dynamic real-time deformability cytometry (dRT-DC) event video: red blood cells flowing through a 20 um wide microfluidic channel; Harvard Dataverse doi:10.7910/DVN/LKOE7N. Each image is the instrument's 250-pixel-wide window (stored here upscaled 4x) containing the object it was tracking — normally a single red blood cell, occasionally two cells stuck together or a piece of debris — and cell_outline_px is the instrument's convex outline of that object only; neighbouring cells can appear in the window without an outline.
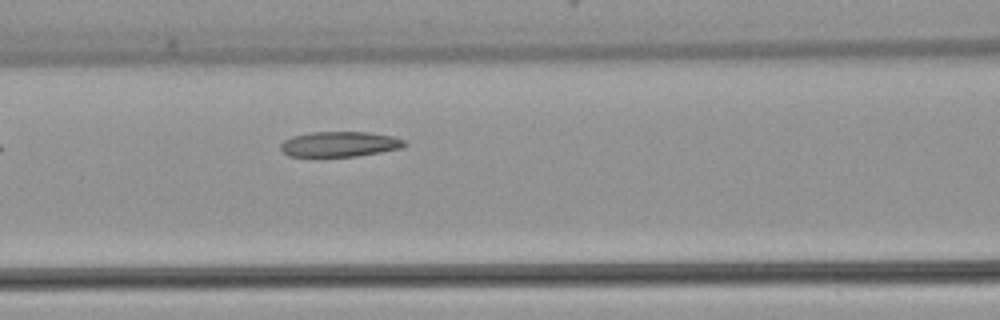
{"species": "common noctule bat (a hibernating species)", "species_latin": "Nyctalus noctula", "temperature_condition": "warm", "stored_images_in_passage": 4, "camera_frame_rate_fps": 3000, "um_per_image_px": 0.085, "animal": {"sex": "female", "body_mass_g": 22.7, "forearm_length_mm": 54.2}, "frame": {"image": 1, "passage_image": 4, "time_ms": 3.667, "image_size_px": [1000, 320], "cell_outline_px": [[408, 144], [404, 148], [356, 156], [288, 156], [280, 148], [280, 144], [284, 140], [292, 136], [308, 132], [368, 132], [392, 136], [404, 140]], "centroid_in_image_um": [28.88, 12.24], "position_along_channel_um": 137.7, "area_um2": 18.26}}